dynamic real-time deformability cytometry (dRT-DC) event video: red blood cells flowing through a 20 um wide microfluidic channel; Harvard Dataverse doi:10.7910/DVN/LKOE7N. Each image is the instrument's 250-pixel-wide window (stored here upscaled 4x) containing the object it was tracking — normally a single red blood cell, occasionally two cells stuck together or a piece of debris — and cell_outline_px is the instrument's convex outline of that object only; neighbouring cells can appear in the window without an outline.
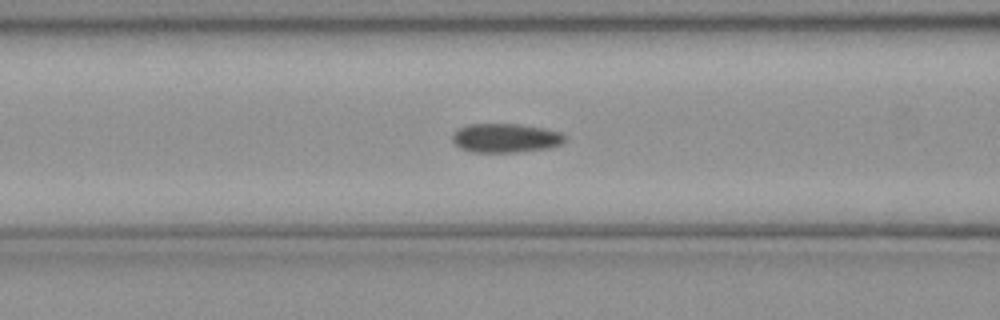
{"species": "common noctule bat (a hibernating species)", "species_latin": "Nyctalus noctula", "temperature_condition": "cold", "stored_images_in_passage": 26, "camera_frame_rate_fps": 3000, "um_per_image_px": 0.085, "animal": {"sex": "female", "body_mass_g": 21.9}, "frame": {"image": 1, "passage_image": 5, "time_ms": 1.333, "image_size_px": [1000, 320], "cell_outline_px": [[568, 140], [552, 148], [516, 152], [472, 152], [460, 148], [452, 140], [452, 136], [460, 128], [468, 124], [520, 124], [544, 128], [560, 132], [568, 136]], "centroid_in_image_um": [43.04, 11.73], "position_along_channel_um": 123.6, "area_um2": 19.19}}